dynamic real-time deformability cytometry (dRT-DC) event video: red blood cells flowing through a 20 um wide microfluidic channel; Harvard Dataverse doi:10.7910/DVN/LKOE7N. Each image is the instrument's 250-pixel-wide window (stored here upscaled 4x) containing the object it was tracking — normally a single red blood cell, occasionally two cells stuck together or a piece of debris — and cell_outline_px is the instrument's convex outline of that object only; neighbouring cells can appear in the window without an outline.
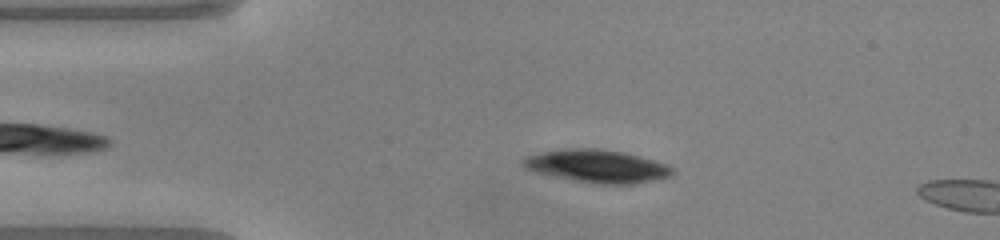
{"species": "common noctule bat (a hibernating species)", "species_latin": "Nyctalus noctula", "temperature_condition": "warm", "stored_images_in_passage": 43, "camera_frame_rate_fps": 3000, "um_per_image_px": 0.085, "animal": {"sex": "male", "body_mass_g": 20.0, "forearm_length_mm": 53.3}, "frame": {"image": 1, "passage_image": 9, "time_ms": 2.667, "image_size_px": [1000, 240], "cell_outline_px": [[676, 172], [672, 176], [632, 184], [600, 184], [576, 180], [540, 172], [524, 168], [524, 156], [540, 152], [560, 148], [600, 148], [620, 152], [668, 164], [676, 168]], "centroid_in_image_um": [50.81, 14.11], "position_along_channel_um": 34.2, "area_um2": 28.26}}
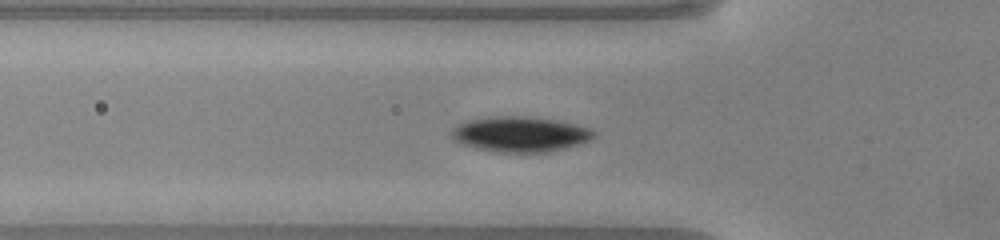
{"frame": {"image": 2, "passage_image": 15, "time_ms": 4.667, "image_size_px": [1000, 240], "cell_outline_px": [[596, 136], [592, 140], [564, 148], [548, 152], [496, 152], [464, 144], [456, 140], [452, 136], [452, 128], [468, 120], [496, 116], [520, 116], [556, 120], [576, 124], [588, 128], [596, 132]], "centroid_in_image_um": [44.27, 11.4], "position_along_channel_um": 81.5, "area_um2": 28.9}}
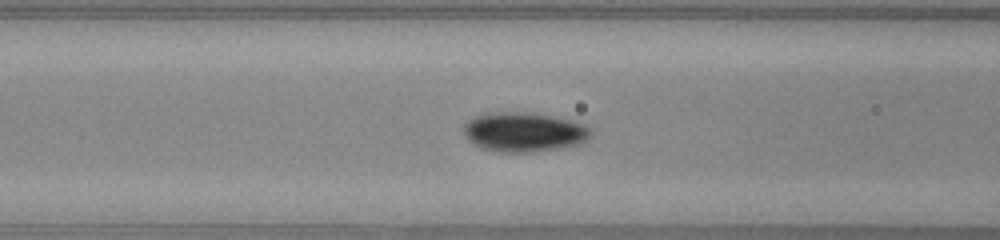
{"frame": {"image": 3, "passage_image": 18, "time_ms": 5.667, "image_size_px": [1000, 240], "cell_outline_px": [[592, 132], [584, 140], [576, 144], [556, 148], [532, 152], [500, 152], [484, 148], [476, 144], [464, 132], [464, 124], [468, 120], [484, 112], [528, 112], [576, 120], [592, 128]], "centroid_in_image_um": [44.56, 11.19], "position_along_channel_um": 122.0, "area_um2": 28.96}}